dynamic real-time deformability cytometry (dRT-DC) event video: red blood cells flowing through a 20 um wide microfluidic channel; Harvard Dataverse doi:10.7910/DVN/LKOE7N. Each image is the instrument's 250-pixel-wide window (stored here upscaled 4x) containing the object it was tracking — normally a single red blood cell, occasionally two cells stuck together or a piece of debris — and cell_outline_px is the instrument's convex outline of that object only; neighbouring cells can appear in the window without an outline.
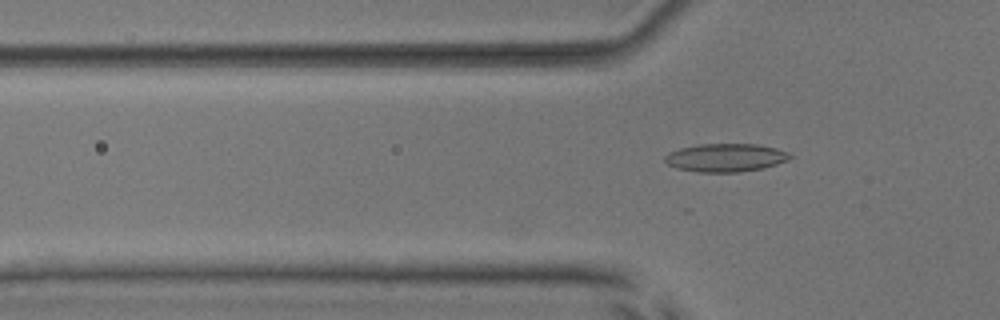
{"species": "common noctule bat (a hibernating species)", "species_latin": "Nyctalus noctula", "temperature_condition": "room temperature", "stored_images_in_passage": 2, "camera_frame_rate_fps": 3000, "um_per_image_px": 0.085, "animal": {"sex": "male", "body_mass_g": 17.9, "forearm_length_mm": 54.2}, "frame": {"image": 1, "passage_image": 2, "time_ms": 0.333, "image_size_px": [1000, 320], "cell_outline_px": [[792, 156], [788, 160], [764, 168], [740, 172], [696, 172], [676, 168], [668, 164], [664, 160], [664, 156], [668, 152], [680, 148], [700, 144], [756, 144], [776, 148], [788, 152]], "centroid_in_image_um": [61.66, 13.4], "position_along_channel_um": 64.1, "area_um2": 20.63}}